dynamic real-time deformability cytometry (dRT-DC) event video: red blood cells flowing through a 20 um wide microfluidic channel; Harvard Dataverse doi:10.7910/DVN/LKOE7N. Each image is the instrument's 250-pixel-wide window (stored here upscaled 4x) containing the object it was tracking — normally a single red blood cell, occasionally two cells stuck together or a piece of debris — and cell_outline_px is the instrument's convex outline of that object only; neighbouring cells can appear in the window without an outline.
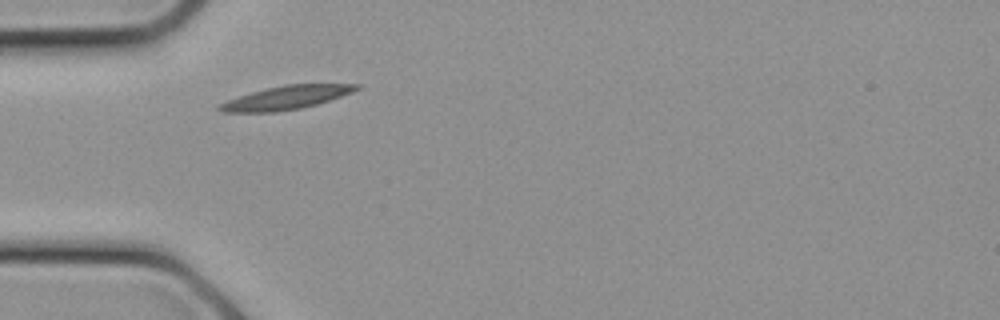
{"species": "common noctule bat (a hibernating species)", "species_latin": "Nyctalus noctula", "temperature_condition": "cold", "stored_images_in_passage": 5, "camera_frame_rate_fps": 3000, "um_per_image_px": 0.085, "animal": {"sex": "female", "body_mass_g": 21.9}, "frame": {"image": 1, "passage_image": 2, "time_ms": 0.333, "image_size_px": [1000, 320], "cell_outline_px": [[360, 88], [352, 92], [316, 104], [300, 108], [276, 112], [224, 112], [216, 108], [220, 104], [228, 100], [252, 92], [284, 84], [360, 84]], "centroid_in_image_um": [24.32, 8.3], "position_along_channel_um": 60.7, "area_um2": 18.38}}
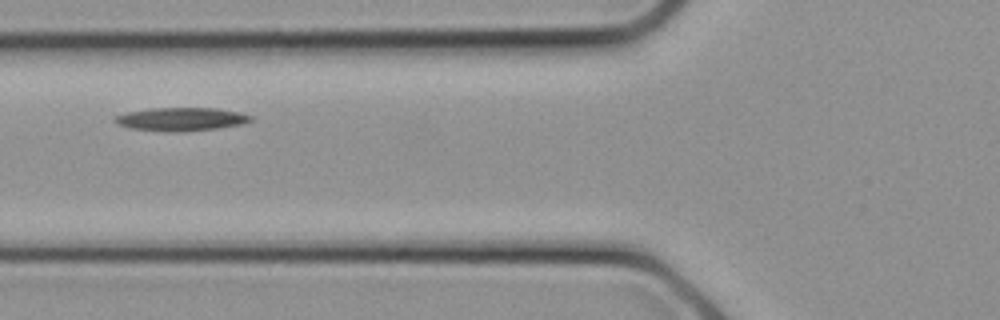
{"frame": {"image": 2, "passage_image": 4, "time_ms": 1.0, "image_size_px": [1000, 320], "cell_outline_px": [[252, 120], [244, 124], [216, 128], [128, 128], [116, 124], [112, 120], [116, 116], [128, 112], [152, 108], [216, 108], [240, 112], [252, 116]], "centroid_in_image_um": [15.44, 10.06], "position_along_channel_um": 110.4, "area_um2": 17.11}}